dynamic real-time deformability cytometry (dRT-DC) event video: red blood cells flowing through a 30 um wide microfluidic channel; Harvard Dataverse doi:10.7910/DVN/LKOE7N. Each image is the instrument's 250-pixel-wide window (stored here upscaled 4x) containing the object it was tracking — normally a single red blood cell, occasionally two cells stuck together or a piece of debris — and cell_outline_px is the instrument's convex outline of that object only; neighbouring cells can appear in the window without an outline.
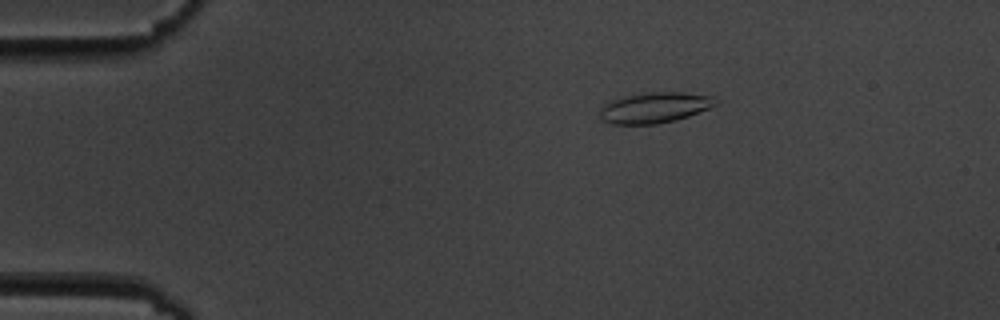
{"species": "common noctule bat (a hibernating species)", "species_latin": "Nyctalus noctula", "temperature_condition": "cold", "stored_images_in_passage": 5, "camera_frame_rate_fps": 3000, "um_per_image_px": 0.085, "animal": {"sex": "male", "body_mass_g": 19.5, "forearm_length_mm": 54.6}, "frame": {"image": 1, "passage_image": 3, "time_ms": 3.333, "image_size_px": [1000, 320], "cell_outline_px": [[720, 104], [688, 116], [676, 120], [656, 124], [612, 124], [600, 120], [600, 108], [608, 100], [628, 96], [652, 92], [684, 92], [712, 96]], "centroid_in_image_um": [55.64, 9.15], "position_along_channel_um": 29.4, "area_um2": 20.75}}